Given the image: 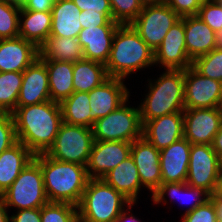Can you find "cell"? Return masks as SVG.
Here are the masks:
<instances>
[{
  "label": "cell",
  "mask_w": 222,
  "mask_h": 222,
  "mask_svg": "<svg viewBox=\"0 0 222 222\" xmlns=\"http://www.w3.org/2000/svg\"><path fill=\"white\" fill-rule=\"evenodd\" d=\"M12 116L17 141L23 143L34 155L48 151L63 122L60 103L51 100L16 107Z\"/></svg>",
  "instance_id": "cell-1"
},
{
  "label": "cell",
  "mask_w": 222,
  "mask_h": 222,
  "mask_svg": "<svg viewBox=\"0 0 222 222\" xmlns=\"http://www.w3.org/2000/svg\"><path fill=\"white\" fill-rule=\"evenodd\" d=\"M33 159L41 167L48 201L78 206L90 179L86 166L58 161L45 153L34 155Z\"/></svg>",
  "instance_id": "cell-2"
},
{
  "label": "cell",
  "mask_w": 222,
  "mask_h": 222,
  "mask_svg": "<svg viewBox=\"0 0 222 222\" xmlns=\"http://www.w3.org/2000/svg\"><path fill=\"white\" fill-rule=\"evenodd\" d=\"M154 65V51L132 25H119L105 64L108 76L126 80L130 74H136Z\"/></svg>",
  "instance_id": "cell-3"
},
{
  "label": "cell",
  "mask_w": 222,
  "mask_h": 222,
  "mask_svg": "<svg viewBox=\"0 0 222 222\" xmlns=\"http://www.w3.org/2000/svg\"><path fill=\"white\" fill-rule=\"evenodd\" d=\"M147 81L148 93L138 105L143 125L154 118L185 110L184 70L164 69L157 79Z\"/></svg>",
  "instance_id": "cell-4"
},
{
  "label": "cell",
  "mask_w": 222,
  "mask_h": 222,
  "mask_svg": "<svg viewBox=\"0 0 222 222\" xmlns=\"http://www.w3.org/2000/svg\"><path fill=\"white\" fill-rule=\"evenodd\" d=\"M130 203L103 179H89L77 208L81 222H112Z\"/></svg>",
  "instance_id": "cell-5"
},
{
  "label": "cell",
  "mask_w": 222,
  "mask_h": 222,
  "mask_svg": "<svg viewBox=\"0 0 222 222\" xmlns=\"http://www.w3.org/2000/svg\"><path fill=\"white\" fill-rule=\"evenodd\" d=\"M128 102V103H127ZM129 98L116 110L94 121V141H124L132 143L143 137V124L138 107L129 105Z\"/></svg>",
  "instance_id": "cell-6"
},
{
  "label": "cell",
  "mask_w": 222,
  "mask_h": 222,
  "mask_svg": "<svg viewBox=\"0 0 222 222\" xmlns=\"http://www.w3.org/2000/svg\"><path fill=\"white\" fill-rule=\"evenodd\" d=\"M1 195L8 209L24 210L46 205L49 201L40 165L34 159L30 161Z\"/></svg>",
  "instance_id": "cell-7"
},
{
  "label": "cell",
  "mask_w": 222,
  "mask_h": 222,
  "mask_svg": "<svg viewBox=\"0 0 222 222\" xmlns=\"http://www.w3.org/2000/svg\"><path fill=\"white\" fill-rule=\"evenodd\" d=\"M93 143L92 128L62 122L53 145L45 154L58 161L87 166Z\"/></svg>",
  "instance_id": "cell-8"
},
{
  "label": "cell",
  "mask_w": 222,
  "mask_h": 222,
  "mask_svg": "<svg viewBox=\"0 0 222 222\" xmlns=\"http://www.w3.org/2000/svg\"><path fill=\"white\" fill-rule=\"evenodd\" d=\"M180 19L181 17L165 2L145 3L131 25L146 44L155 51L169 29Z\"/></svg>",
  "instance_id": "cell-9"
},
{
  "label": "cell",
  "mask_w": 222,
  "mask_h": 222,
  "mask_svg": "<svg viewBox=\"0 0 222 222\" xmlns=\"http://www.w3.org/2000/svg\"><path fill=\"white\" fill-rule=\"evenodd\" d=\"M222 171V161L209 144H191L186 183L213 194Z\"/></svg>",
  "instance_id": "cell-10"
},
{
  "label": "cell",
  "mask_w": 222,
  "mask_h": 222,
  "mask_svg": "<svg viewBox=\"0 0 222 222\" xmlns=\"http://www.w3.org/2000/svg\"><path fill=\"white\" fill-rule=\"evenodd\" d=\"M185 109L222 107V82L202 76L192 66L184 70Z\"/></svg>",
  "instance_id": "cell-11"
},
{
  "label": "cell",
  "mask_w": 222,
  "mask_h": 222,
  "mask_svg": "<svg viewBox=\"0 0 222 222\" xmlns=\"http://www.w3.org/2000/svg\"><path fill=\"white\" fill-rule=\"evenodd\" d=\"M185 44V16L168 31L154 51V64L162 69L185 70L192 66Z\"/></svg>",
  "instance_id": "cell-12"
},
{
  "label": "cell",
  "mask_w": 222,
  "mask_h": 222,
  "mask_svg": "<svg viewBox=\"0 0 222 222\" xmlns=\"http://www.w3.org/2000/svg\"><path fill=\"white\" fill-rule=\"evenodd\" d=\"M184 137L191 144L212 145L222 126V107L185 109Z\"/></svg>",
  "instance_id": "cell-13"
},
{
  "label": "cell",
  "mask_w": 222,
  "mask_h": 222,
  "mask_svg": "<svg viewBox=\"0 0 222 222\" xmlns=\"http://www.w3.org/2000/svg\"><path fill=\"white\" fill-rule=\"evenodd\" d=\"M131 143L94 141L86 166L90 179H102L109 171L130 156Z\"/></svg>",
  "instance_id": "cell-14"
},
{
  "label": "cell",
  "mask_w": 222,
  "mask_h": 222,
  "mask_svg": "<svg viewBox=\"0 0 222 222\" xmlns=\"http://www.w3.org/2000/svg\"><path fill=\"white\" fill-rule=\"evenodd\" d=\"M124 81L125 79L109 77L100 86L88 92L92 126L95 120L113 112L131 96Z\"/></svg>",
  "instance_id": "cell-15"
},
{
  "label": "cell",
  "mask_w": 222,
  "mask_h": 222,
  "mask_svg": "<svg viewBox=\"0 0 222 222\" xmlns=\"http://www.w3.org/2000/svg\"><path fill=\"white\" fill-rule=\"evenodd\" d=\"M130 155L137 166L143 188L153 193L162 183L160 150L142 137L131 143Z\"/></svg>",
  "instance_id": "cell-16"
},
{
  "label": "cell",
  "mask_w": 222,
  "mask_h": 222,
  "mask_svg": "<svg viewBox=\"0 0 222 222\" xmlns=\"http://www.w3.org/2000/svg\"><path fill=\"white\" fill-rule=\"evenodd\" d=\"M50 101L48 71L46 64L38 57L23 71V80L16 107Z\"/></svg>",
  "instance_id": "cell-17"
},
{
  "label": "cell",
  "mask_w": 222,
  "mask_h": 222,
  "mask_svg": "<svg viewBox=\"0 0 222 222\" xmlns=\"http://www.w3.org/2000/svg\"><path fill=\"white\" fill-rule=\"evenodd\" d=\"M143 137L158 150L184 137L183 112L166 114L143 125Z\"/></svg>",
  "instance_id": "cell-18"
},
{
  "label": "cell",
  "mask_w": 222,
  "mask_h": 222,
  "mask_svg": "<svg viewBox=\"0 0 222 222\" xmlns=\"http://www.w3.org/2000/svg\"><path fill=\"white\" fill-rule=\"evenodd\" d=\"M191 143L181 138L160 150L162 183L186 182Z\"/></svg>",
  "instance_id": "cell-19"
},
{
  "label": "cell",
  "mask_w": 222,
  "mask_h": 222,
  "mask_svg": "<svg viewBox=\"0 0 222 222\" xmlns=\"http://www.w3.org/2000/svg\"><path fill=\"white\" fill-rule=\"evenodd\" d=\"M39 57V49L20 36L0 39V72H23Z\"/></svg>",
  "instance_id": "cell-20"
},
{
  "label": "cell",
  "mask_w": 222,
  "mask_h": 222,
  "mask_svg": "<svg viewBox=\"0 0 222 222\" xmlns=\"http://www.w3.org/2000/svg\"><path fill=\"white\" fill-rule=\"evenodd\" d=\"M153 204L168 205L169 199L174 202L190 204L183 214L191 212L208 199L210 194L202 188L189 186L186 182L161 183V185L150 195ZM166 196V197H165ZM167 196L169 199L167 200ZM181 196V197H180ZM176 200V201H175ZM180 203V204H181ZM182 204V205H183Z\"/></svg>",
  "instance_id": "cell-21"
},
{
  "label": "cell",
  "mask_w": 222,
  "mask_h": 222,
  "mask_svg": "<svg viewBox=\"0 0 222 222\" xmlns=\"http://www.w3.org/2000/svg\"><path fill=\"white\" fill-rule=\"evenodd\" d=\"M118 26H96L82 29L78 42L83 49L84 58L106 64Z\"/></svg>",
  "instance_id": "cell-22"
},
{
  "label": "cell",
  "mask_w": 222,
  "mask_h": 222,
  "mask_svg": "<svg viewBox=\"0 0 222 222\" xmlns=\"http://www.w3.org/2000/svg\"><path fill=\"white\" fill-rule=\"evenodd\" d=\"M185 44L194 61L216 48V33L198 16H185Z\"/></svg>",
  "instance_id": "cell-23"
},
{
  "label": "cell",
  "mask_w": 222,
  "mask_h": 222,
  "mask_svg": "<svg viewBox=\"0 0 222 222\" xmlns=\"http://www.w3.org/2000/svg\"><path fill=\"white\" fill-rule=\"evenodd\" d=\"M108 185L121 192L132 203H137L142 184L133 158L128 156L102 178Z\"/></svg>",
  "instance_id": "cell-24"
},
{
  "label": "cell",
  "mask_w": 222,
  "mask_h": 222,
  "mask_svg": "<svg viewBox=\"0 0 222 222\" xmlns=\"http://www.w3.org/2000/svg\"><path fill=\"white\" fill-rule=\"evenodd\" d=\"M80 9L72 0H54L50 36L78 38Z\"/></svg>",
  "instance_id": "cell-25"
},
{
  "label": "cell",
  "mask_w": 222,
  "mask_h": 222,
  "mask_svg": "<svg viewBox=\"0 0 222 222\" xmlns=\"http://www.w3.org/2000/svg\"><path fill=\"white\" fill-rule=\"evenodd\" d=\"M34 154L21 142H16L0 154V195L7 190Z\"/></svg>",
  "instance_id": "cell-26"
},
{
  "label": "cell",
  "mask_w": 222,
  "mask_h": 222,
  "mask_svg": "<svg viewBox=\"0 0 222 222\" xmlns=\"http://www.w3.org/2000/svg\"><path fill=\"white\" fill-rule=\"evenodd\" d=\"M51 11H31L21 8L19 36L39 48L51 31Z\"/></svg>",
  "instance_id": "cell-27"
},
{
  "label": "cell",
  "mask_w": 222,
  "mask_h": 222,
  "mask_svg": "<svg viewBox=\"0 0 222 222\" xmlns=\"http://www.w3.org/2000/svg\"><path fill=\"white\" fill-rule=\"evenodd\" d=\"M48 71L50 100L61 103L74 92L73 62L42 60Z\"/></svg>",
  "instance_id": "cell-28"
},
{
  "label": "cell",
  "mask_w": 222,
  "mask_h": 222,
  "mask_svg": "<svg viewBox=\"0 0 222 222\" xmlns=\"http://www.w3.org/2000/svg\"><path fill=\"white\" fill-rule=\"evenodd\" d=\"M41 60L77 62L84 58L77 38L48 36L38 48Z\"/></svg>",
  "instance_id": "cell-29"
},
{
  "label": "cell",
  "mask_w": 222,
  "mask_h": 222,
  "mask_svg": "<svg viewBox=\"0 0 222 222\" xmlns=\"http://www.w3.org/2000/svg\"><path fill=\"white\" fill-rule=\"evenodd\" d=\"M109 78L103 63L83 58L73 62L74 92H90Z\"/></svg>",
  "instance_id": "cell-30"
},
{
  "label": "cell",
  "mask_w": 222,
  "mask_h": 222,
  "mask_svg": "<svg viewBox=\"0 0 222 222\" xmlns=\"http://www.w3.org/2000/svg\"><path fill=\"white\" fill-rule=\"evenodd\" d=\"M87 92H73L60 103L62 121L69 125L92 128V113Z\"/></svg>",
  "instance_id": "cell-31"
},
{
  "label": "cell",
  "mask_w": 222,
  "mask_h": 222,
  "mask_svg": "<svg viewBox=\"0 0 222 222\" xmlns=\"http://www.w3.org/2000/svg\"><path fill=\"white\" fill-rule=\"evenodd\" d=\"M23 72H0V106L12 113L16 109Z\"/></svg>",
  "instance_id": "cell-32"
},
{
  "label": "cell",
  "mask_w": 222,
  "mask_h": 222,
  "mask_svg": "<svg viewBox=\"0 0 222 222\" xmlns=\"http://www.w3.org/2000/svg\"><path fill=\"white\" fill-rule=\"evenodd\" d=\"M41 222H81L77 206L48 202L41 207Z\"/></svg>",
  "instance_id": "cell-33"
},
{
  "label": "cell",
  "mask_w": 222,
  "mask_h": 222,
  "mask_svg": "<svg viewBox=\"0 0 222 222\" xmlns=\"http://www.w3.org/2000/svg\"><path fill=\"white\" fill-rule=\"evenodd\" d=\"M21 7L0 0V39L19 36Z\"/></svg>",
  "instance_id": "cell-34"
},
{
  "label": "cell",
  "mask_w": 222,
  "mask_h": 222,
  "mask_svg": "<svg viewBox=\"0 0 222 222\" xmlns=\"http://www.w3.org/2000/svg\"><path fill=\"white\" fill-rule=\"evenodd\" d=\"M192 67L202 76L222 82V48H215L196 58Z\"/></svg>",
  "instance_id": "cell-35"
},
{
  "label": "cell",
  "mask_w": 222,
  "mask_h": 222,
  "mask_svg": "<svg viewBox=\"0 0 222 222\" xmlns=\"http://www.w3.org/2000/svg\"><path fill=\"white\" fill-rule=\"evenodd\" d=\"M113 20L120 25L131 24L142 11L143 0H109Z\"/></svg>",
  "instance_id": "cell-36"
},
{
  "label": "cell",
  "mask_w": 222,
  "mask_h": 222,
  "mask_svg": "<svg viewBox=\"0 0 222 222\" xmlns=\"http://www.w3.org/2000/svg\"><path fill=\"white\" fill-rule=\"evenodd\" d=\"M198 16L215 32L222 29V5L219 0H204Z\"/></svg>",
  "instance_id": "cell-37"
},
{
  "label": "cell",
  "mask_w": 222,
  "mask_h": 222,
  "mask_svg": "<svg viewBox=\"0 0 222 222\" xmlns=\"http://www.w3.org/2000/svg\"><path fill=\"white\" fill-rule=\"evenodd\" d=\"M181 222H218L213 200L210 198L197 208L182 214Z\"/></svg>",
  "instance_id": "cell-38"
},
{
  "label": "cell",
  "mask_w": 222,
  "mask_h": 222,
  "mask_svg": "<svg viewBox=\"0 0 222 222\" xmlns=\"http://www.w3.org/2000/svg\"><path fill=\"white\" fill-rule=\"evenodd\" d=\"M17 142L12 113L0 116V154Z\"/></svg>",
  "instance_id": "cell-39"
},
{
  "label": "cell",
  "mask_w": 222,
  "mask_h": 222,
  "mask_svg": "<svg viewBox=\"0 0 222 222\" xmlns=\"http://www.w3.org/2000/svg\"><path fill=\"white\" fill-rule=\"evenodd\" d=\"M79 22L82 29L96 26L120 25L113 20V13L86 12V10L80 12Z\"/></svg>",
  "instance_id": "cell-40"
},
{
  "label": "cell",
  "mask_w": 222,
  "mask_h": 222,
  "mask_svg": "<svg viewBox=\"0 0 222 222\" xmlns=\"http://www.w3.org/2000/svg\"><path fill=\"white\" fill-rule=\"evenodd\" d=\"M204 0H164L180 17L198 15Z\"/></svg>",
  "instance_id": "cell-41"
},
{
  "label": "cell",
  "mask_w": 222,
  "mask_h": 222,
  "mask_svg": "<svg viewBox=\"0 0 222 222\" xmlns=\"http://www.w3.org/2000/svg\"><path fill=\"white\" fill-rule=\"evenodd\" d=\"M80 11L112 13L109 0H72Z\"/></svg>",
  "instance_id": "cell-42"
},
{
  "label": "cell",
  "mask_w": 222,
  "mask_h": 222,
  "mask_svg": "<svg viewBox=\"0 0 222 222\" xmlns=\"http://www.w3.org/2000/svg\"><path fill=\"white\" fill-rule=\"evenodd\" d=\"M10 222H41V208L14 210Z\"/></svg>",
  "instance_id": "cell-43"
},
{
  "label": "cell",
  "mask_w": 222,
  "mask_h": 222,
  "mask_svg": "<svg viewBox=\"0 0 222 222\" xmlns=\"http://www.w3.org/2000/svg\"><path fill=\"white\" fill-rule=\"evenodd\" d=\"M54 0H26L21 8L31 11H51Z\"/></svg>",
  "instance_id": "cell-44"
},
{
  "label": "cell",
  "mask_w": 222,
  "mask_h": 222,
  "mask_svg": "<svg viewBox=\"0 0 222 222\" xmlns=\"http://www.w3.org/2000/svg\"><path fill=\"white\" fill-rule=\"evenodd\" d=\"M137 203H130L121 214L112 222H143L139 218H137L134 213L132 214V208Z\"/></svg>",
  "instance_id": "cell-45"
},
{
  "label": "cell",
  "mask_w": 222,
  "mask_h": 222,
  "mask_svg": "<svg viewBox=\"0 0 222 222\" xmlns=\"http://www.w3.org/2000/svg\"><path fill=\"white\" fill-rule=\"evenodd\" d=\"M212 148L222 161V126L214 136Z\"/></svg>",
  "instance_id": "cell-46"
},
{
  "label": "cell",
  "mask_w": 222,
  "mask_h": 222,
  "mask_svg": "<svg viewBox=\"0 0 222 222\" xmlns=\"http://www.w3.org/2000/svg\"><path fill=\"white\" fill-rule=\"evenodd\" d=\"M8 209L5 201L2 197V195H0V222H10V215L8 214Z\"/></svg>",
  "instance_id": "cell-47"
},
{
  "label": "cell",
  "mask_w": 222,
  "mask_h": 222,
  "mask_svg": "<svg viewBox=\"0 0 222 222\" xmlns=\"http://www.w3.org/2000/svg\"><path fill=\"white\" fill-rule=\"evenodd\" d=\"M210 198L213 200L216 216L218 222H222V201L217 200L213 195H210Z\"/></svg>",
  "instance_id": "cell-48"
},
{
  "label": "cell",
  "mask_w": 222,
  "mask_h": 222,
  "mask_svg": "<svg viewBox=\"0 0 222 222\" xmlns=\"http://www.w3.org/2000/svg\"><path fill=\"white\" fill-rule=\"evenodd\" d=\"M217 200L222 201V171L219 175V179L216 182L215 190L212 194Z\"/></svg>",
  "instance_id": "cell-49"
},
{
  "label": "cell",
  "mask_w": 222,
  "mask_h": 222,
  "mask_svg": "<svg viewBox=\"0 0 222 222\" xmlns=\"http://www.w3.org/2000/svg\"><path fill=\"white\" fill-rule=\"evenodd\" d=\"M216 48H222V29L216 33Z\"/></svg>",
  "instance_id": "cell-50"
},
{
  "label": "cell",
  "mask_w": 222,
  "mask_h": 222,
  "mask_svg": "<svg viewBox=\"0 0 222 222\" xmlns=\"http://www.w3.org/2000/svg\"><path fill=\"white\" fill-rule=\"evenodd\" d=\"M4 1H6L7 3L15 4L17 6L22 7V5L24 4L26 0H4Z\"/></svg>",
  "instance_id": "cell-51"
},
{
  "label": "cell",
  "mask_w": 222,
  "mask_h": 222,
  "mask_svg": "<svg viewBox=\"0 0 222 222\" xmlns=\"http://www.w3.org/2000/svg\"><path fill=\"white\" fill-rule=\"evenodd\" d=\"M144 3H162L164 0H143Z\"/></svg>",
  "instance_id": "cell-52"
},
{
  "label": "cell",
  "mask_w": 222,
  "mask_h": 222,
  "mask_svg": "<svg viewBox=\"0 0 222 222\" xmlns=\"http://www.w3.org/2000/svg\"><path fill=\"white\" fill-rule=\"evenodd\" d=\"M7 114V112L0 106V116Z\"/></svg>",
  "instance_id": "cell-53"
}]
</instances>
